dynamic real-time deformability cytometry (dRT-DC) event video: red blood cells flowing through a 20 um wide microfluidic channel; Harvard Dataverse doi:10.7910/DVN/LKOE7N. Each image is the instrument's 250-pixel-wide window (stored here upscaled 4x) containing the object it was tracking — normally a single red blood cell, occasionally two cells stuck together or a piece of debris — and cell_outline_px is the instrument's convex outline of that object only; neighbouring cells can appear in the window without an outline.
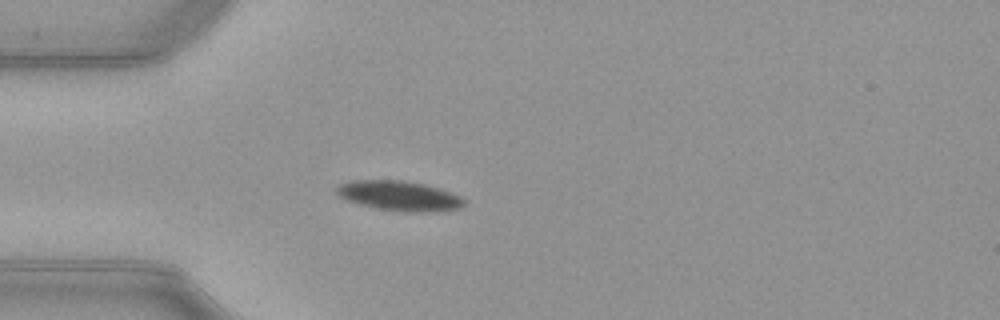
{"species": "common noctule bat (a hibernating species)", "species_latin": "Nyctalus noctula", "temperature_condition": "warm", "stored_images_in_passage": 38, "camera_frame_rate_fps": 3000, "um_per_image_px": 0.085, "animal": {"sex": "female", "body_mass_g": 21.9}, "frame": {"image": 1, "passage_image": 1, "time_ms": 0.0, "image_size_px": [1000, 320], "cell_outline_px": [[464, 204], [460, 208], [432, 212], [400, 212], [376, 208], [344, 200], [336, 192], [336, 188], [340, 184], [352, 180], [404, 180], [424, 184], [440, 188], [460, 196], [464, 200]], "centroid_in_image_um": [33.93, 16.65], "position_along_channel_um": 51.1, "area_um2": 22.31}}
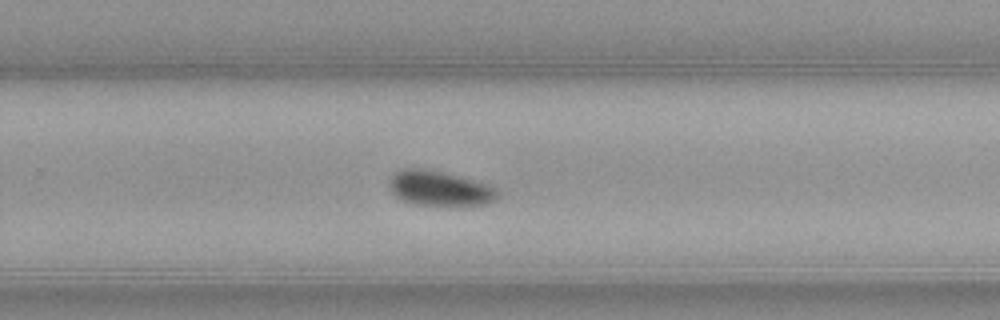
{"frame": {"image": 2, "passage_image": 20, "time_ms": 6.333, "image_size_px": [1000, 320], "cell_outline_px": [[500, 192], [496, 200], [488, 204], [452, 208], [416, 204], [404, 200], [396, 196], [388, 188], [388, 184], [392, 176], [396, 172], [404, 168], [420, 168], [444, 172], [460, 176], [488, 184], [496, 188]], "centroid_in_image_um": [37.43, 16.06], "position_along_channel_um": 292.4, "area_um2": 22.83}}
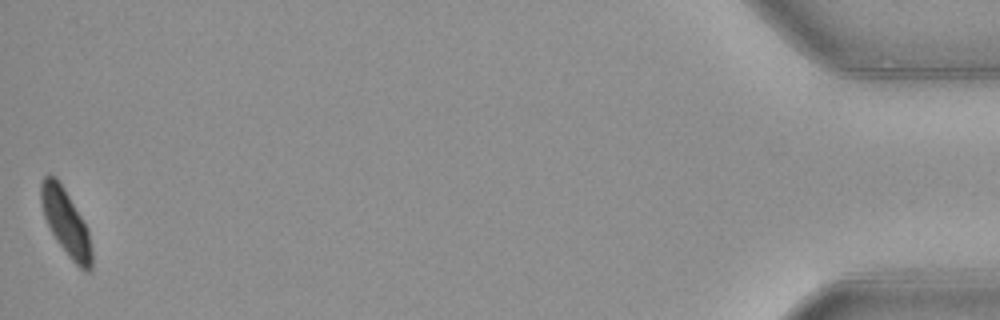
{"frame": {"image": 3, "passage_image": 38, "time_ms": 12.333, "image_size_px": [1000, 320], "cell_outline_px": [[92, 268], [88, 272], [84, 272], [68, 256], [56, 240], [44, 216], [40, 200], [40, 184], [44, 176], [52, 176], [64, 188], [88, 228], [92, 248]], "centroid_in_image_um": [5.62, 18.96], "position_along_channel_um": 429.6, "area_um2": 19.36}, "authors_computed_cell_mechanics": {"area_um2": 22.1085, "velocity_mm_per_s": 3.9707, "shape_relaxation_time_tau1_ms": 2.9638, "shape_relaxation_time_tau2_ms": null, "deformation_change_tau1": 0.1185, "deformation_change_tau2": null}}